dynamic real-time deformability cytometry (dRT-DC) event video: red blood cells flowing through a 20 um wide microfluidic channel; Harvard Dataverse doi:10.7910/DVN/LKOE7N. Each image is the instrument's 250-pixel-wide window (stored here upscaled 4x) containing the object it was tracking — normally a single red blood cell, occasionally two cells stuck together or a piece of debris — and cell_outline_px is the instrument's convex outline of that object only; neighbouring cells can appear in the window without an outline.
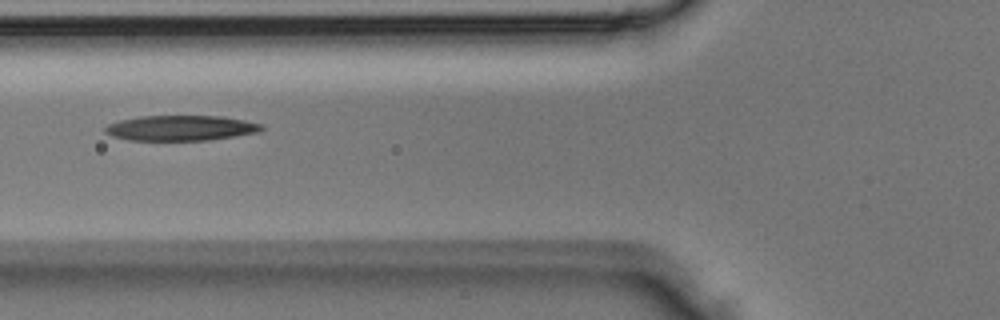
{"species": "Egyptian fruit bat (a non-hibernating species)", "species_latin": "Rousettus aegyptiacus", "temperature_condition": "room temperature", "stored_images_in_passage": 6, "camera_frame_rate_fps": 3000, "um_per_image_px": 0.085, "animal": {"sex": "male"}, "frame": {"image": 1, "passage_image": 6, "time_ms": 1.667, "image_size_px": [1000, 320], "cell_outline_px": [[264, 128], [260, 132], [212, 140], [128, 140], [112, 136], [104, 132], [104, 128], [108, 124], [120, 120], [140, 116], [220, 116], [244, 120], [264, 124]], "centroid_in_image_um": [15.39, 10.88], "position_along_channel_um": 110.4, "area_um2": 23.18}}